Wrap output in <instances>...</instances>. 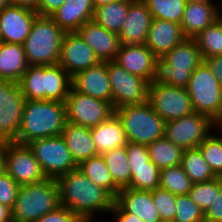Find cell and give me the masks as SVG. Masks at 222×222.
<instances>
[{
  "mask_svg": "<svg viewBox=\"0 0 222 222\" xmlns=\"http://www.w3.org/2000/svg\"><path fill=\"white\" fill-rule=\"evenodd\" d=\"M7 141L0 140V175L5 172V154H6Z\"/></svg>",
  "mask_w": 222,
  "mask_h": 222,
  "instance_id": "cell-50",
  "label": "cell"
},
{
  "mask_svg": "<svg viewBox=\"0 0 222 222\" xmlns=\"http://www.w3.org/2000/svg\"><path fill=\"white\" fill-rule=\"evenodd\" d=\"M131 180L127 188L153 191L159 187L160 169L149 161L145 165L130 166Z\"/></svg>",
  "mask_w": 222,
  "mask_h": 222,
  "instance_id": "cell-37",
  "label": "cell"
},
{
  "mask_svg": "<svg viewBox=\"0 0 222 222\" xmlns=\"http://www.w3.org/2000/svg\"><path fill=\"white\" fill-rule=\"evenodd\" d=\"M128 142L149 145L164 137L165 121L158 116L149 102L125 105L115 109Z\"/></svg>",
  "mask_w": 222,
  "mask_h": 222,
  "instance_id": "cell-6",
  "label": "cell"
},
{
  "mask_svg": "<svg viewBox=\"0 0 222 222\" xmlns=\"http://www.w3.org/2000/svg\"><path fill=\"white\" fill-rule=\"evenodd\" d=\"M65 0H40L38 8L35 10L40 16H50L61 7Z\"/></svg>",
  "mask_w": 222,
  "mask_h": 222,
  "instance_id": "cell-47",
  "label": "cell"
},
{
  "mask_svg": "<svg viewBox=\"0 0 222 222\" xmlns=\"http://www.w3.org/2000/svg\"><path fill=\"white\" fill-rule=\"evenodd\" d=\"M98 155H102L112 149L126 146L128 143L122 122L116 113L90 128Z\"/></svg>",
  "mask_w": 222,
  "mask_h": 222,
  "instance_id": "cell-26",
  "label": "cell"
},
{
  "mask_svg": "<svg viewBox=\"0 0 222 222\" xmlns=\"http://www.w3.org/2000/svg\"><path fill=\"white\" fill-rule=\"evenodd\" d=\"M94 4V8L100 7L102 5L109 4L111 2H115L117 0H92Z\"/></svg>",
  "mask_w": 222,
  "mask_h": 222,
  "instance_id": "cell-52",
  "label": "cell"
},
{
  "mask_svg": "<svg viewBox=\"0 0 222 222\" xmlns=\"http://www.w3.org/2000/svg\"><path fill=\"white\" fill-rule=\"evenodd\" d=\"M115 201L128 213L138 216L143 222H160L152 198V191L120 189Z\"/></svg>",
  "mask_w": 222,
  "mask_h": 222,
  "instance_id": "cell-25",
  "label": "cell"
},
{
  "mask_svg": "<svg viewBox=\"0 0 222 222\" xmlns=\"http://www.w3.org/2000/svg\"><path fill=\"white\" fill-rule=\"evenodd\" d=\"M214 129L217 131V122L210 116L193 112L165 122L164 137L183 150L193 149L198 148Z\"/></svg>",
  "mask_w": 222,
  "mask_h": 222,
  "instance_id": "cell-10",
  "label": "cell"
},
{
  "mask_svg": "<svg viewBox=\"0 0 222 222\" xmlns=\"http://www.w3.org/2000/svg\"><path fill=\"white\" fill-rule=\"evenodd\" d=\"M13 221L12 209L0 203V222Z\"/></svg>",
  "mask_w": 222,
  "mask_h": 222,
  "instance_id": "cell-51",
  "label": "cell"
},
{
  "mask_svg": "<svg viewBox=\"0 0 222 222\" xmlns=\"http://www.w3.org/2000/svg\"><path fill=\"white\" fill-rule=\"evenodd\" d=\"M37 16L35 10L23 6L0 10V42L23 44Z\"/></svg>",
  "mask_w": 222,
  "mask_h": 222,
  "instance_id": "cell-18",
  "label": "cell"
},
{
  "mask_svg": "<svg viewBox=\"0 0 222 222\" xmlns=\"http://www.w3.org/2000/svg\"><path fill=\"white\" fill-rule=\"evenodd\" d=\"M67 122L93 128L108 119L115 110L110 102L90 97L72 87L66 98Z\"/></svg>",
  "mask_w": 222,
  "mask_h": 222,
  "instance_id": "cell-13",
  "label": "cell"
},
{
  "mask_svg": "<svg viewBox=\"0 0 222 222\" xmlns=\"http://www.w3.org/2000/svg\"><path fill=\"white\" fill-rule=\"evenodd\" d=\"M5 172L20 186L47 179L37 159L27 145L7 141Z\"/></svg>",
  "mask_w": 222,
  "mask_h": 222,
  "instance_id": "cell-15",
  "label": "cell"
},
{
  "mask_svg": "<svg viewBox=\"0 0 222 222\" xmlns=\"http://www.w3.org/2000/svg\"><path fill=\"white\" fill-rule=\"evenodd\" d=\"M181 167L193 184L207 182L217 177L207 164L199 148L183 151Z\"/></svg>",
  "mask_w": 222,
  "mask_h": 222,
  "instance_id": "cell-32",
  "label": "cell"
},
{
  "mask_svg": "<svg viewBox=\"0 0 222 222\" xmlns=\"http://www.w3.org/2000/svg\"><path fill=\"white\" fill-rule=\"evenodd\" d=\"M25 100L66 102L72 77L59 65L28 66L18 82Z\"/></svg>",
  "mask_w": 222,
  "mask_h": 222,
  "instance_id": "cell-3",
  "label": "cell"
},
{
  "mask_svg": "<svg viewBox=\"0 0 222 222\" xmlns=\"http://www.w3.org/2000/svg\"><path fill=\"white\" fill-rule=\"evenodd\" d=\"M152 198L161 221H173L176 212V196L158 187L152 191Z\"/></svg>",
  "mask_w": 222,
  "mask_h": 222,
  "instance_id": "cell-41",
  "label": "cell"
},
{
  "mask_svg": "<svg viewBox=\"0 0 222 222\" xmlns=\"http://www.w3.org/2000/svg\"><path fill=\"white\" fill-rule=\"evenodd\" d=\"M152 17L181 24L187 0H142Z\"/></svg>",
  "mask_w": 222,
  "mask_h": 222,
  "instance_id": "cell-36",
  "label": "cell"
},
{
  "mask_svg": "<svg viewBox=\"0 0 222 222\" xmlns=\"http://www.w3.org/2000/svg\"><path fill=\"white\" fill-rule=\"evenodd\" d=\"M193 3H203V4H215L213 0H187Z\"/></svg>",
  "mask_w": 222,
  "mask_h": 222,
  "instance_id": "cell-54",
  "label": "cell"
},
{
  "mask_svg": "<svg viewBox=\"0 0 222 222\" xmlns=\"http://www.w3.org/2000/svg\"><path fill=\"white\" fill-rule=\"evenodd\" d=\"M193 39L196 41L203 59L222 55V15L214 24L205 28Z\"/></svg>",
  "mask_w": 222,
  "mask_h": 222,
  "instance_id": "cell-35",
  "label": "cell"
},
{
  "mask_svg": "<svg viewBox=\"0 0 222 222\" xmlns=\"http://www.w3.org/2000/svg\"><path fill=\"white\" fill-rule=\"evenodd\" d=\"M94 50L77 32H66L60 48L58 64L72 77L77 72L98 65Z\"/></svg>",
  "mask_w": 222,
  "mask_h": 222,
  "instance_id": "cell-17",
  "label": "cell"
},
{
  "mask_svg": "<svg viewBox=\"0 0 222 222\" xmlns=\"http://www.w3.org/2000/svg\"><path fill=\"white\" fill-rule=\"evenodd\" d=\"M193 183L181 165L160 170L159 187L175 196L188 195Z\"/></svg>",
  "mask_w": 222,
  "mask_h": 222,
  "instance_id": "cell-34",
  "label": "cell"
},
{
  "mask_svg": "<svg viewBox=\"0 0 222 222\" xmlns=\"http://www.w3.org/2000/svg\"><path fill=\"white\" fill-rule=\"evenodd\" d=\"M20 185L7 173L0 175V203L13 209Z\"/></svg>",
  "mask_w": 222,
  "mask_h": 222,
  "instance_id": "cell-42",
  "label": "cell"
},
{
  "mask_svg": "<svg viewBox=\"0 0 222 222\" xmlns=\"http://www.w3.org/2000/svg\"><path fill=\"white\" fill-rule=\"evenodd\" d=\"M113 61L130 74L142 77L149 83L158 79L159 59L145 44H121Z\"/></svg>",
  "mask_w": 222,
  "mask_h": 222,
  "instance_id": "cell-16",
  "label": "cell"
},
{
  "mask_svg": "<svg viewBox=\"0 0 222 222\" xmlns=\"http://www.w3.org/2000/svg\"><path fill=\"white\" fill-rule=\"evenodd\" d=\"M176 212L173 222H205L204 212L189 195L176 196Z\"/></svg>",
  "mask_w": 222,
  "mask_h": 222,
  "instance_id": "cell-40",
  "label": "cell"
},
{
  "mask_svg": "<svg viewBox=\"0 0 222 222\" xmlns=\"http://www.w3.org/2000/svg\"><path fill=\"white\" fill-rule=\"evenodd\" d=\"M148 102L165 122L194 112L191 99L184 87L169 86L158 79L149 84Z\"/></svg>",
  "mask_w": 222,
  "mask_h": 222,
  "instance_id": "cell-11",
  "label": "cell"
},
{
  "mask_svg": "<svg viewBox=\"0 0 222 222\" xmlns=\"http://www.w3.org/2000/svg\"><path fill=\"white\" fill-rule=\"evenodd\" d=\"M65 33L50 16L38 15L22 44L29 66L58 64Z\"/></svg>",
  "mask_w": 222,
  "mask_h": 222,
  "instance_id": "cell-4",
  "label": "cell"
},
{
  "mask_svg": "<svg viewBox=\"0 0 222 222\" xmlns=\"http://www.w3.org/2000/svg\"><path fill=\"white\" fill-rule=\"evenodd\" d=\"M134 0H117L94 8L93 21L108 31L119 34L126 19L130 4Z\"/></svg>",
  "mask_w": 222,
  "mask_h": 222,
  "instance_id": "cell-29",
  "label": "cell"
},
{
  "mask_svg": "<svg viewBox=\"0 0 222 222\" xmlns=\"http://www.w3.org/2000/svg\"><path fill=\"white\" fill-rule=\"evenodd\" d=\"M221 188L222 177H216L207 182L193 184L188 195L205 213L211 204H213Z\"/></svg>",
  "mask_w": 222,
  "mask_h": 222,
  "instance_id": "cell-39",
  "label": "cell"
},
{
  "mask_svg": "<svg viewBox=\"0 0 222 222\" xmlns=\"http://www.w3.org/2000/svg\"><path fill=\"white\" fill-rule=\"evenodd\" d=\"M152 14L142 0H134L128 9L118 36L121 44H145L152 22Z\"/></svg>",
  "mask_w": 222,
  "mask_h": 222,
  "instance_id": "cell-20",
  "label": "cell"
},
{
  "mask_svg": "<svg viewBox=\"0 0 222 222\" xmlns=\"http://www.w3.org/2000/svg\"><path fill=\"white\" fill-rule=\"evenodd\" d=\"M204 62L210 68L214 77L222 85V55H216L209 58H204Z\"/></svg>",
  "mask_w": 222,
  "mask_h": 222,
  "instance_id": "cell-48",
  "label": "cell"
},
{
  "mask_svg": "<svg viewBox=\"0 0 222 222\" xmlns=\"http://www.w3.org/2000/svg\"><path fill=\"white\" fill-rule=\"evenodd\" d=\"M82 222H96V220H94V221H82ZM98 222V221H97ZM101 222V221H100Z\"/></svg>",
  "mask_w": 222,
  "mask_h": 222,
  "instance_id": "cell-56",
  "label": "cell"
},
{
  "mask_svg": "<svg viewBox=\"0 0 222 222\" xmlns=\"http://www.w3.org/2000/svg\"><path fill=\"white\" fill-rule=\"evenodd\" d=\"M83 220L70 211L67 207L60 205L57 209L45 214L35 222H82Z\"/></svg>",
  "mask_w": 222,
  "mask_h": 222,
  "instance_id": "cell-44",
  "label": "cell"
},
{
  "mask_svg": "<svg viewBox=\"0 0 222 222\" xmlns=\"http://www.w3.org/2000/svg\"><path fill=\"white\" fill-rule=\"evenodd\" d=\"M12 5V0H0V10Z\"/></svg>",
  "mask_w": 222,
  "mask_h": 222,
  "instance_id": "cell-53",
  "label": "cell"
},
{
  "mask_svg": "<svg viewBox=\"0 0 222 222\" xmlns=\"http://www.w3.org/2000/svg\"><path fill=\"white\" fill-rule=\"evenodd\" d=\"M221 6L219 3L203 4L187 1L180 24L185 37L193 39L205 28L214 24L222 15Z\"/></svg>",
  "mask_w": 222,
  "mask_h": 222,
  "instance_id": "cell-23",
  "label": "cell"
},
{
  "mask_svg": "<svg viewBox=\"0 0 222 222\" xmlns=\"http://www.w3.org/2000/svg\"><path fill=\"white\" fill-rule=\"evenodd\" d=\"M28 66L22 44L0 42V80L18 83Z\"/></svg>",
  "mask_w": 222,
  "mask_h": 222,
  "instance_id": "cell-28",
  "label": "cell"
},
{
  "mask_svg": "<svg viewBox=\"0 0 222 222\" xmlns=\"http://www.w3.org/2000/svg\"><path fill=\"white\" fill-rule=\"evenodd\" d=\"M72 88L90 97L112 104V91L109 81L107 61L77 72L72 76Z\"/></svg>",
  "mask_w": 222,
  "mask_h": 222,
  "instance_id": "cell-19",
  "label": "cell"
},
{
  "mask_svg": "<svg viewBox=\"0 0 222 222\" xmlns=\"http://www.w3.org/2000/svg\"><path fill=\"white\" fill-rule=\"evenodd\" d=\"M56 181L60 204L83 221H94L96 214L101 211L111 212L115 198L106 189L87 178L79 169L58 177Z\"/></svg>",
  "mask_w": 222,
  "mask_h": 222,
  "instance_id": "cell-1",
  "label": "cell"
},
{
  "mask_svg": "<svg viewBox=\"0 0 222 222\" xmlns=\"http://www.w3.org/2000/svg\"><path fill=\"white\" fill-rule=\"evenodd\" d=\"M185 89L194 112L210 116L217 123L222 119V85L204 61L192 72Z\"/></svg>",
  "mask_w": 222,
  "mask_h": 222,
  "instance_id": "cell-8",
  "label": "cell"
},
{
  "mask_svg": "<svg viewBox=\"0 0 222 222\" xmlns=\"http://www.w3.org/2000/svg\"><path fill=\"white\" fill-rule=\"evenodd\" d=\"M113 181L119 189L127 188L131 180L126 146L112 149L102 154Z\"/></svg>",
  "mask_w": 222,
  "mask_h": 222,
  "instance_id": "cell-33",
  "label": "cell"
},
{
  "mask_svg": "<svg viewBox=\"0 0 222 222\" xmlns=\"http://www.w3.org/2000/svg\"><path fill=\"white\" fill-rule=\"evenodd\" d=\"M115 222H143L138 216L126 212L116 201L111 209Z\"/></svg>",
  "mask_w": 222,
  "mask_h": 222,
  "instance_id": "cell-46",
  "label": "cell"
},
{
  "mask_svg": "<svg viewBox=\"0 0 222 222\" xmlns=\"http://www.w3.org/2000/svg\"><path fill=\"white\" fill-rule=\"evenodd\" d=\"M150 161L160 170L181 165L183 149L163 137L147 145Z\"/></svg>",
  "mask_w": 222,
  "mask_h": 222,
  "instance_id": "cell-31",
  "label": "cell"
},
{
  "mask_svg": "<svg viewBox=\"0 0 222 222\" xmlns=\"http://www.w3.org/2000/svg\"><path fill=\"white\" fill-rule=\"evenodd\" d=\"M204 61L194 39L186 38L159 59L158 80L175 87H186L192 72Z\"/></svg>",
  "mask_w": 222,
  "mask_h": 222,
  "instance_id": "cell-7",
  "label": "cell"
},
{
  "mask_svg": "<svg viewBox=\"0 0 222 222\" xmlns=\"http://www.w3.org/2000/svg\"><path fill=\"white\" fill-rule=\"evenodd\" d=\"M76 32L94 50L101 62L115 59L121 45L117 33L108 31L93 20L85 22Z\"/></svg>",
  "mask_w": 222,
  "mask_h": 222,
  "instance_id": "cell-21",
  "label": "cell"
},
{
  "mask_svg": "<svg viewBox=\"0 0 222 222\" xmlns=\"http://www.w3.org/2000/svg\"><path fill=\"white\" fill-rule=\"evenodd\" d=\"M205 222H222V188L213 204L204 213Z\"/></svg>",
  "mask_w": 222,
  "mask_h": 222,
  "instance_id": "cell-45",
  "label": "cell"
},
{
  "mask_svg": "<svg viewBox=\"0 0 222 222\" xmlns=\"http://www.w3.org/2000/svg\"><path fill=\"white\" fill-rule=\"evenodd\" d=\"M78 169L96 185L106 189L114 198L117 197L120 189L113 181L102 155L90 157L81 162Z\"/></svg>",
  "mask_w": 222,
  "mask_h": 222,
  "instance_id": "cell-30",
  "label": "cell"
},
{
  "mask_svg": "<svg viewBox=\"0 0 222 222\" xmlns=\"http://www.w3.org/2000/svg\"><path fill=\"white\" fill-rule=\"evenodd\" d=\"M60 205L57 181L47 178L19 187L12 218L14 222H35Z\"/></svg>",
  "mask_w": 222,
  "mask_h": 222,
  "instance_id": "cell-5",
  "label": "cell"
},
{
  "mask_svg": "<svg viewBox=\"0 0 222 222\" xmlns=\"http://www.w3.org/2000/svg\"><path fill=\"white\" fill-rule=\"evenodd\" d=\"M61 136L77 165L98 155L90 128L67 122Z\"/></svg>",
  "mask_w": 222,
  "mask_h": 222,
  "instance_id": "cell-27",
  "label": "cell"
},
{
  "mask_svg": "<svg viewBox=\"0 0 222 222\" xmlns=\"http://www.w3.org/2000/svg\"><path fill=\"white\" fill-rule=\"evenodd\" d=\"M24 103L18 83L0 80V140L12 142L17 138Z\"/></svg>",
  "mask_w": 222,
  "mask_h": 222,
  "instance_id": "cell-14",
  "label": "cell"
},
{
  "mask_svg": "<svg viewBox=\"0 0 222 222\" xmlns=\"http://www.w3.org/2000/svg\"><path fill=\"white\" fill-rule=\"evenodd\" d=\"M217 129L222 133V119L217 123Z\"/></svg>",
  "mask_w": 222,
  "mask_h": 222,
  "instance_id": "cell-55",
  "label": "cell"
},
{
  "mask_svg": "<svg viewBox=\"0 0 222 222\" xmlns=\"http://www.w3.org/2000/svg\"><path fill=\"white\" fill-rule=\"evenodd\" d=\"M66 124L65 103L53 100H25L21 126L13 142L26 145L35 139L61 135Z\"/></svg>",
  "mask_w": 222,
  "mask_h": 222,
  "instance_id": "cell-2",
  "label": "cell"
},
{
  "mask_svg": "<svg viewBox=\"0 0 222 222\" xmlns=\"http://www.w3.org/2000/svg\"><path fill=\"white\" fill-rule=\"evenodd\" d=\"M185 39L180 24L153 18L145 45L160 59Z\"/></svg>",
  "mask_w": 222,
  "mask_h": 222,
  "instance_id": "cell-22",
  "label": "cell"
},
{
  "mask_svg": "<svg viewBox=\"0 0 222 222\" xmlns=\"http://www.w3.org/2000/svg\"><path fill=\"white\" fill-rule=\"evenodd\" d=\"M40 0H12V5L23 6L36 10L39 6Z\"/></svg>",
  "mask_w": 222,
  "mask_h": 222,
  "instance_id": "cell-49",
  "label": "cell"
},
{
  "mask_svg": "<svg viewBox=\"0 0 222 222\" xmlns=\"http://www.w3.org/2000/svg\"><path fill=\"white\" fill-rule=\"evenodd\" d=\"M39 162L45 176L50 179L78 169L61 135L35 139L26 144Z\"/></svg>",
  "mask_w": 222,
  "mask_h": 222,
  "instance_id": "cell-9",
  "label": "cell"
},
{
  "mask_svg": "<svg viewBox=\"0 0 222 222\" xmlns=\"http://www.w3.org/2000/svg\"><path fill=\"white\" fill-rule=\"evenodd\" d=\"M93 14L92 0H65L50 17L65 32H76L85 22L93 19Z\"/></svg>",
  "mask_w": 222,
  "mask_h": 222,
  "instance_id": "cell-24",
  "label": "cell"
},
{
  "mask_svg": "<svg viewBox=\"0 0 222 222\" xmlns=\"http://www.w3.org/2000/svg\"><path fill=\"white\" fill-rule=\"evenodd\" d=\"M107 70L112 91V106L118 109L125 105L148 101L149 82L130 74L114 61H107Z\"/></svg>",
  "mask_w": 222,
  "mask_h": 222,
  "instance_id": "cell-12",
  "label": "cell"
},
{
  "mask_svg": "<svg viewBox=\"0 0 222 222\" xmlns=\"http://www.w3.org/2000/svg\"><path fill=\"white\" fill-rule=\"evenodd\" d=\"M126 152L129 166L145 165L150 161L147 145L128 142Z\"/></svg>",
  "mask_w": 222,
  "mask_h": 222,
  "instance_id": "cell-43",
  "label": "cell"
},
{
  "mask_svg": "<svg viewBox=\"0 0 222 222\" xmlns=\"http://www.w3.org/2000/svg\"><path fill=\"white\" fill-rule=\"evenodd\" d=\"M216 135V131L211 133L200 143V149L204 159L217 177H222V133ZM215 134V135H214Z\"/></svg>",
  "mask_w": 222,
  "mask_h": 222,
  "instance_id": "cell-38",
  "label": "cell"
}]
</instances>
